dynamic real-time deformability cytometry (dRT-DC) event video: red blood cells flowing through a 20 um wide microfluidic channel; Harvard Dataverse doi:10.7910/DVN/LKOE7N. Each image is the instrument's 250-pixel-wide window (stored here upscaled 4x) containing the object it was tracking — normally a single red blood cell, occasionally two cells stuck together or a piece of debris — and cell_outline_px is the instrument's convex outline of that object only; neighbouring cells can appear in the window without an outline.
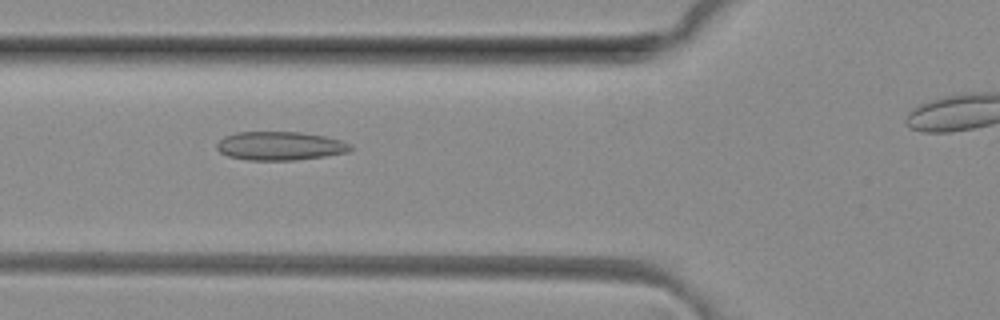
{"species": "common noctule bat (a hibernating species)", "species_latin": "Nyctalus noctula", "temperature_condition": "room temperature", "stored_images_in_passage": 32, "camera_frame_rate_fps": 3000, "um_per_image_px": 0.085, "animal": {"sex": "female", "body_mass_g": 29.2, "forearm_length_mm": 56.3}, "frame": {"image": 1, "passage_image": 7, "time_ms": 2.0, "image_size_px": [1000, 320], "cell_outline_px": [[352, 148], [348, 152], [324, 156], [296, 160], [248, 160], [228, 156], [220, 152], [216, 148], [216, 144], [224, 136], [236, 132], [300, 132], [324, 136], [340, 140], [352, 144]], "centroid_in_image_um": [23.79, 12.4], "position_along_channel_um": 102.0, "area_um2": 22.31}}
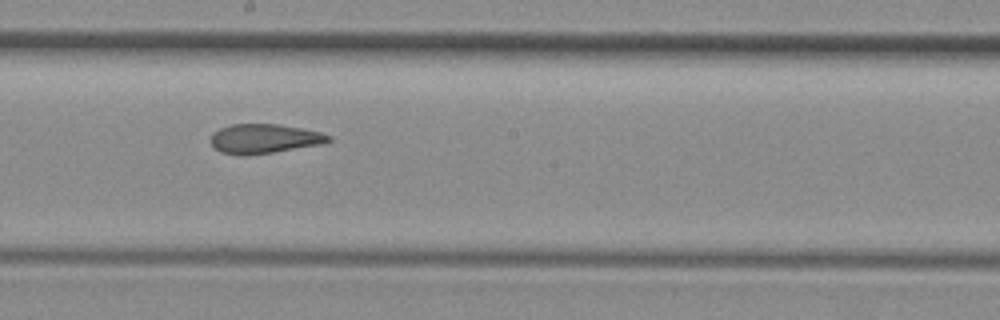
{"frame": {"image": 2, "passage_image": 16, "time_ms": 5.0, "image_size_px": [1000, 320], "cell_outline_px": [[332, 140], [324, 144], [272, 152], [244, 156], [240, 156], [220, 152], [212, 148], [212, 132], [220, 128], [232, 124], [276, 124], [300, 128], [320, 132], [332, 136]], "centroid_in_image_um": [22.45, 11.8], "position_along_channel_um": 225.8, "area_um2": 20.29}}
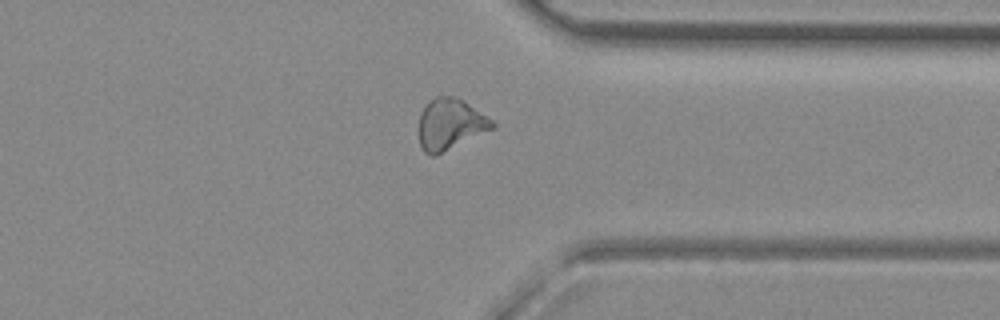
{"frame": {"image": 3, "passage_image": 27, "time_ms": 8.667, "image_size_px": [1000, 320], "cell_outline_px": [[496, 128], [436, 156], [432, 156], [424, 152], [420, 144], [420, 112], [436, 96], [452, 96], [464, 100], [492, 120], [496, 124]], "centroid_in_image_um": [38.31, 10.58], "position_along_channel_um": 373.1, "area_um2": 21.85}, "authors_computed_cell_mechanics": {"area_um2": 20.8947, "velocity_mm_per_s": 4.1244, "shape_relaxation_time_tau1_ms": null, "shape_relaxation_time_tau2_ms": 2.5904, "deformation_change_tau1": null, "deformation_change_tau2": 0.0922}}